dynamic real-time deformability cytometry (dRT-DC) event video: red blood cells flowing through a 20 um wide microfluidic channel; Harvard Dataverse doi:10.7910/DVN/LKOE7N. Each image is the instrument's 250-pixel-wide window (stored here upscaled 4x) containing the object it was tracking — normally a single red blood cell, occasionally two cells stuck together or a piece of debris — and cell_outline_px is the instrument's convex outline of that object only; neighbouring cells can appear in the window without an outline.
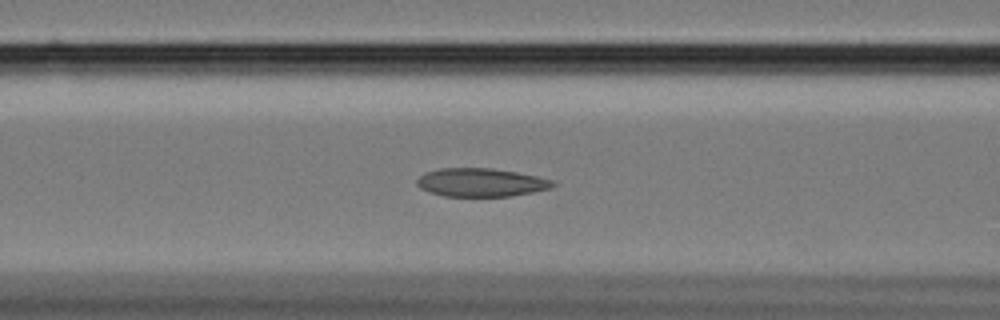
{"species": "Egyptian fruit bat (a non-hibernating species)", "species_latin": "Rousettus aegyptiacus", "temperature_condition": "cold", "stored_images_in_passage": 43, "camera_frame_rate_fps": 3000, "um_per_image_px": 0.085, "animal": {"sex": "female"}, "frame": {"image": 1, "passage_image": 12, "time_ms": 3.667, "image_size_px": [1000, 320], "cell_outline_px": [[556, 184], [552, 188], [512, 196], [444, 196], [428, 192], [420, 188], [416, 184], [416, 180], [424, 172], [440, 168], [492, 168], [516, 172], [536, 176], [552, 180]], "centroid_in_image_um": [40.85, 15.51], "position_along_channel_um": 125.7, "area_um2": 22.54}}
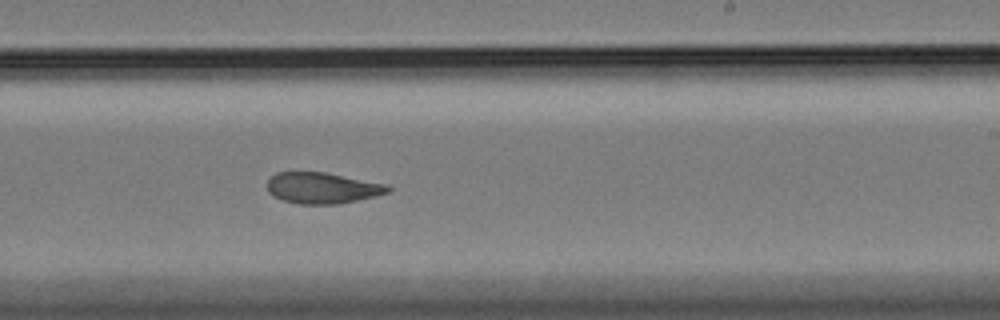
{"frame": {"image": 2, "passage_image": 24, "time_ms": 7.667, "image_size_px": [1000, 320], "cell_outline_px": [[392, 188], [388, 192], [376, 196], [336, 204], [300, 204], [280, 200], [272, 196], [268, 192], [268, 180], [276, 172], [324, 172], [388, 184]], "centroid_in_image_um": [27.39, 15.98], "position_along_channel_um": 261.6, "area_um2": 21.91}}
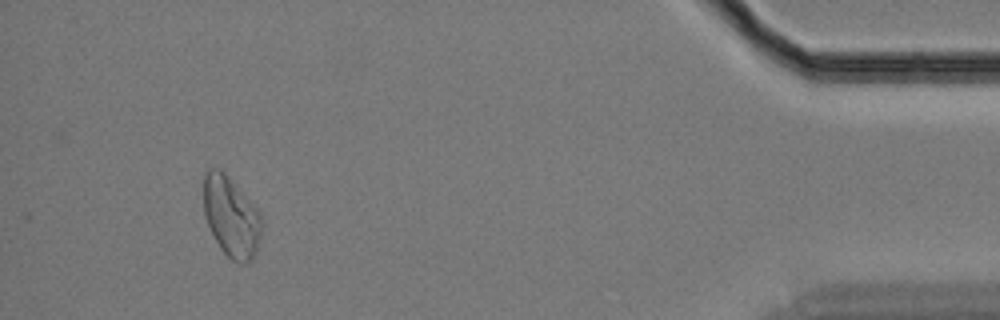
{"frame": {"image": 3, "passage_image": 43, "time_ms": 14.0, "image_size_px": [1000, 320], "cell_outline_px": [[264, 224], [256, 252], [252, 260], [244, 264], [236, 264], [220, 248], [208, 224], [204, 212], [204, 172], [208, 168], [220, 168], [224, 172], [260, 212]], "centroid_in_image_um": [19.67, 18.44], "position_along_channel_um": 415.5, "area_um2": 27.28}, "authors_computed_cell_mechanics": {"area_um2": 22.0218, "velocity_mm_per_s": 3.4052, "shape_relaxation_time_tau1_ms": null, "shape_relaxation_time_tau2_ms": 3.1058, "deformation_change_tau1": null, "deformation_change_tau2": 0.0948}}